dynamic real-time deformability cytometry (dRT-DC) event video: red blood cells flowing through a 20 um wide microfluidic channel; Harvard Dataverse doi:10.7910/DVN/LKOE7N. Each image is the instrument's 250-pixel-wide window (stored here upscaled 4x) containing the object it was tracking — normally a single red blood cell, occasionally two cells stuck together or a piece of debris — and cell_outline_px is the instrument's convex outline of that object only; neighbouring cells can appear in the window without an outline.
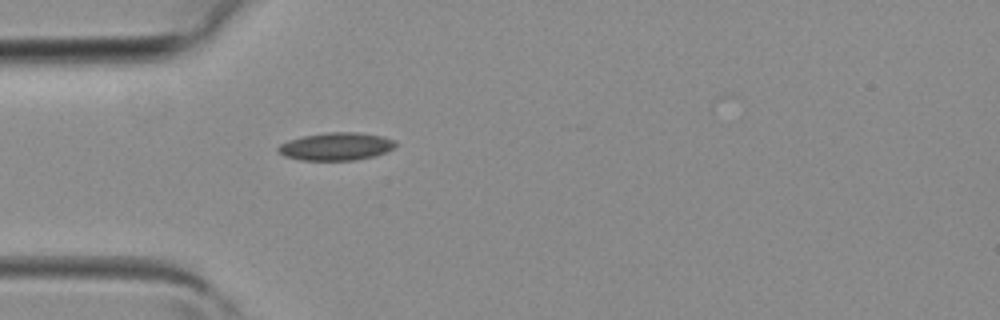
{"species": "common noctule bat (a hibernating species)", "species_latin": "Nyctalus noctula", "temperature_condition": "room temperature", "stored_images_in_passage": 1, "camera_frame_rate_fps": 3000, "um_per_image_px": 0.085, "animal": {"sex": "female", "body_mass_g": 19.3, "forearm_length_mm": 54.1}, "frame": {"image": 1, "passage_image": 1, "time_ms": 0.0, "image_size_px": [1000, 320], "cell_outline_px": [[396, 144], [392, 148], [376, 156], [356, 160], [300, 160], [284, 156], [276, 152], [276, 148], [280, 144], [288, 140], [304, 136], [328, 132], [356, 132], [384, 136], [396, 140]], "centroid_in_image_um": [28.55, 12.45], "position_along_channel_um": 56.4, "area_um2": 19.13}}